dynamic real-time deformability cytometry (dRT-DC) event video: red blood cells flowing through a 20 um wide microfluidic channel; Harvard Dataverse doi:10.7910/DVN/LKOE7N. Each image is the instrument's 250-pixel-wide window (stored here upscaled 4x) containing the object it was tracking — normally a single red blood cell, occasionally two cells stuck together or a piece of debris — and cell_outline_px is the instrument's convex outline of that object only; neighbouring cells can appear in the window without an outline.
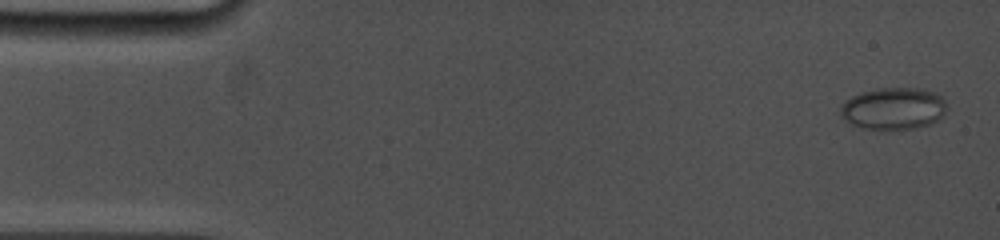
{"species": "common noctule bat (a hibernating species)", "species_latin": "Nyctalus noctula", "temperature_condition": "cold", "stored_images_in_passage": 6, "camera_frame_rate_fps": 5000, "um_per_image_px": 0.085, "animal": {"sex": "female", "body_mass_g": 19.0, "forearm_length_mm": 53.3}, "frame": {"image": 1, "passage_image": 1, "time_ms": 0.0, "image_size_px": [1000, 240], "cell_outline_px": [[948, 108], [940, 120], [916, 128], [864, 128], [852, 124], [844, 120], [840, 116], [840, 104], [844, 100], [860, 92], [880, 88], [920, 88], [936, 92], [944, 100]], "centroid_in_image_um": [75.94, 9.2], "position_along_channel_um": 9.1, "area_um2": 26.13}}
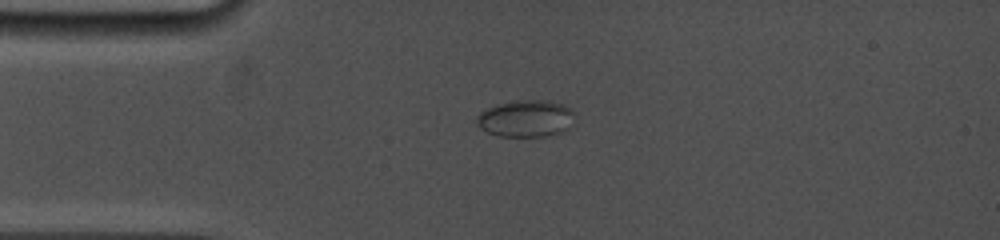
{"frame": {"image": 2, "passage_image": 5, "time_ms": 3.4, "image_size_px": [1000, 240], "cell_outline_px": [[572, 112], [568, 128], [560, 132], [548, 136], [500, 136], [488, 132], [480, 128], [476, 124], [476, 116], [480, 112], [488, 108], [500, 104], [516, 100], [544, 100], [564, 104], [572, 108]], "centroid_in_image_um": [44.66, 10.07], "position_along_channel_um": 40.3, "area_um2": 20.81}}